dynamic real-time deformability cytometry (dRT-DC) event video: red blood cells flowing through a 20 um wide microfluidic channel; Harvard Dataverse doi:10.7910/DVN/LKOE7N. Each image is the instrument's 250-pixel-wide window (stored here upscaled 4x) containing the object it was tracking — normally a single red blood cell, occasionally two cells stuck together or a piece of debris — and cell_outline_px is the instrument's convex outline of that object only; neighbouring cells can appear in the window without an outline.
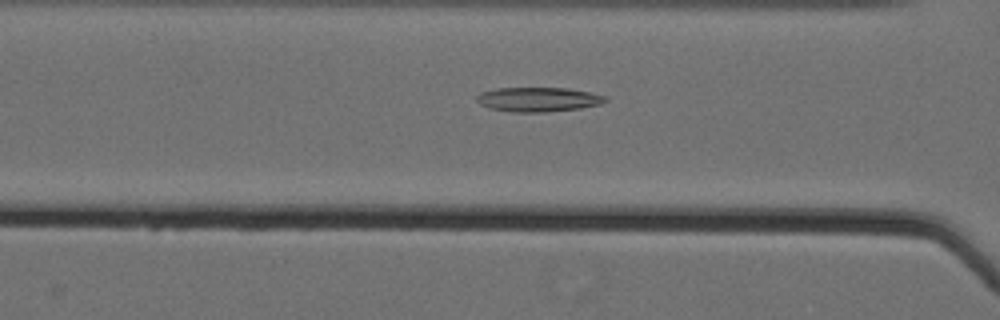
{"species": "Egyptian fruit bat (a non-hibernating species)", "species_latin": "Rousettus aegyptiacus", "temperature_condition": "cold", "stored_images_in_passage": 57, "camera_frame_rate_fps": 3000, "um_per_image_px": 0.085, "animal": {"sex": "female"}, "frame": {"image": 1, "passage_image": 26, "time_ms": 8.333, "image_size_px": [1000, 320], "cell_outline_px": [[608, 100], [600, 104], [580, 108], [544, 112], [512, 112], [488, 108], [480, 104], [476, 100], [476, 96], [480, 92], [496, 88], [568, 88], [608, 96]], "centroid_in_image_um": [45.73, 8.45], "position_along_channel_um": 120.9, "area_um2": 18.38}}
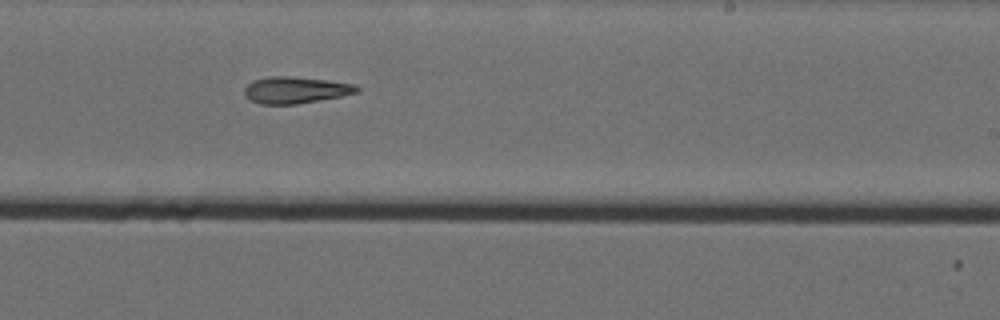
{"frame": {"image": 2, "passage_image": 38, "time_ms": 12.333, "image_size_px": [1000, 320], "cell_outline_px": [[360, 92], [320, 100], [296, 104], [260, 104], [252, 100], [244, 92], [244, 88], [252, 80], [268, 76], [288, 76], [328, 80], [352, 84], [360, 88]], "centroid_in_image_um": [25.12, 7.64], "position_along_channel_um": 263.9, "area_um2": 17.34}}
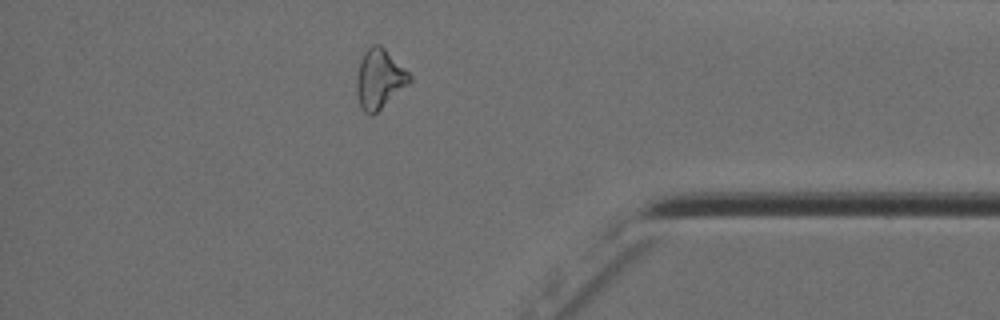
{"frame": {"image": 3, "passage_image": 51, "time_ms": 16.667, "image_size_px": [1000, 320], "cell_outline_px": [[412, 80], [408, 84], [372, 116], [368, 116], [360, 108], [356, 92], [356, 76], [360, 60], [364, 52], [372, 44], [380, 44], [412, 76]], "centroid_in_image_um": [32.21, 6.72], "position_along_channel_um": 403.0, "area_um2": 18.32}}